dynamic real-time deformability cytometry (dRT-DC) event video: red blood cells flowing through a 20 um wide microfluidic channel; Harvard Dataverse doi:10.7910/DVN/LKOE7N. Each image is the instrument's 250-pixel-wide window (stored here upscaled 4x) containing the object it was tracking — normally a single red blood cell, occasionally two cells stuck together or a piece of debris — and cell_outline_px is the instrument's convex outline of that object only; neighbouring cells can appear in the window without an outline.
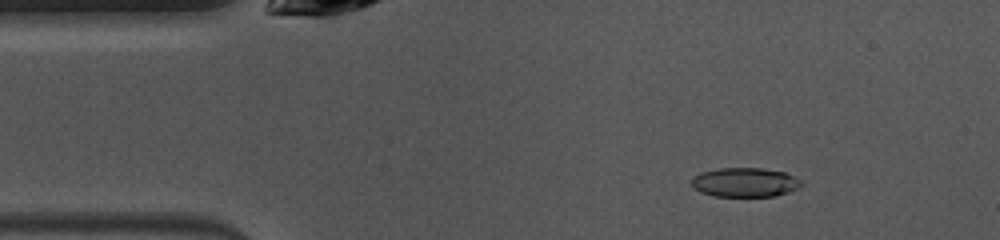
{"species": "common noctule bat (a hibernating species)", "species_latin": "Nyctalus noctula", "temperature_condition": "warm", "stored_images_in_passage": 48, "camera_frame_rate_fps": 3000, "um_per_image_px": 0.085, "animal": {"sex": "female", "body_mass_g": 10.0, "forearm_length_mm": 53.1}, "frame": {"image": 1, "passage_image": 6, "time_ms": 1.667, "image_size_px": [1000, 240], "cell_outline_px": [[804, 184], [800, 188], [776, 196], [712, 196], [700, 192], [692, 188], [692, 176], [700, 172], [720, 168], [760, 168], [784, 172], [800, 180]], "centroid_in_image_um": [63.29, 15.5], "position_along_channel_um": 21.7, "area_um2": 18.84}}
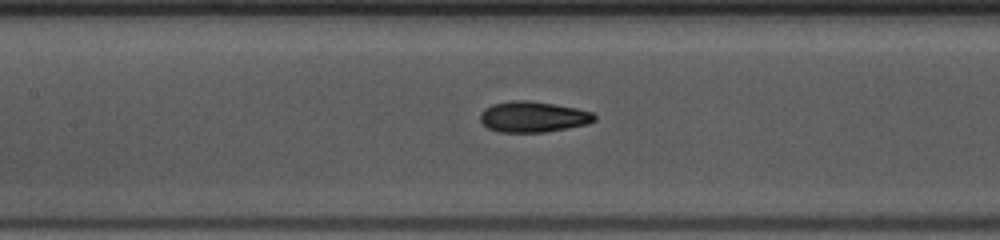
{"frame": {"image": 2, "passage_image": 20, "time_ms": 6.333, "image_size_px": [1000, 240], "cell_outline_px": [[596, 120], [588, 124], [568, 128], [544, 132], [500, 132], [488, 128], [480, 120], [480, 112], [484, 108], [492, 104], [512, 100], [528, 100], [576, 108], [592, 112], [596, 116]], "centroid_in_image_um": [45.3, 9.93], "position_along_channel_um": 162.1, "area_um2": 20.52}}
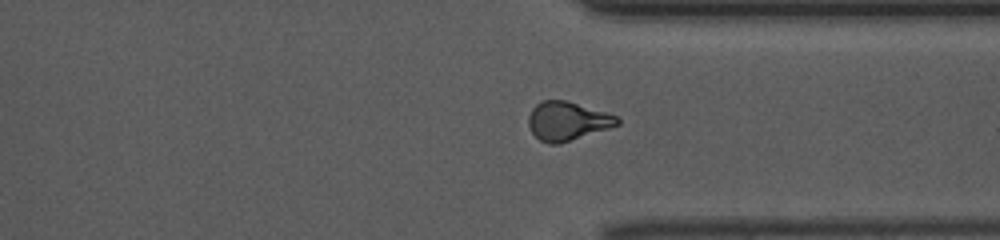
{"frame": {"image": 3, "passage_image": 35, "time_ms": 11.333, "image_size_px": [1000, 240], "cell_outline_px": [[620, 124], [560, 144], [548, 144], [540, 140], [532, 132], [528, 124], [528, 116], [532, 108], [536, 104], [544, 100], [564, 100], [604, 112], [616, 116], [620, 120]], "centroid_in_image_um": [48.19, 10.3], "position_along_channel_um": 363.2, "area_um2": 19.77}, "authors_computed_cell_mechanics": {"area_um2": 19.8543, "velocity_mm_per_s": 4.04, "shape_relaxation_time_tau1_ms": 3.103, "shape_relaxation_time_tau2_ms": 1.708, "deformation_change_tau1": 0.1639, "deformation_change_tau2": 0.0854}}